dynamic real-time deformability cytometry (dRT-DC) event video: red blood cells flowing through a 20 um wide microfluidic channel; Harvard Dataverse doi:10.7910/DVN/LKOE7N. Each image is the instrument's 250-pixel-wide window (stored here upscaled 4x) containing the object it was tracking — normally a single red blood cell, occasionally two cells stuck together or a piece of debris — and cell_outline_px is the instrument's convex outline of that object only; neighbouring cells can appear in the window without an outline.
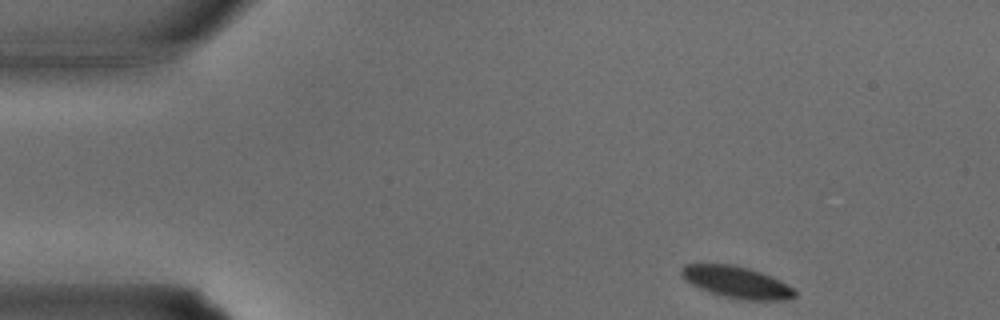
{"species": "common noctule bat (a hibernating species)", "species_latin": "Nyctalus noctula", "temperature_condition": "warm", "stored_images_in_passage": 31, "camera_frame_rate_fps": 3000, "um_per_image_px": 0.085, "animal": {"sex": "male", "body_mass_g": 15.6}, "frame": {"image": 1, "passage_image": 1, "time_ms": 0.0, "image_size_px": [1000, 320], "cell_outline_px": [[796, 296], [784, 300], [744, 300], [724, 296], [700, 288], [684, 280], [680, 276], [680, 272], [684, 264], [732, 264], [748, 268], [772, 276], [788, 284], [796, 292]], "centroid_in_image_um": [62.61, 23.98], "position_along_channel_um": 22.4, "area_um2": 20.87}}
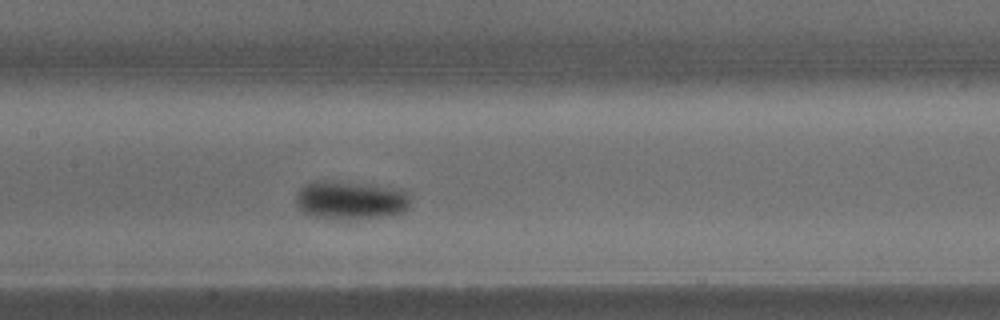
{"frame": {"image": 2, "passage_image": 13, "time_ms": 4.0, "image_size_px": [1000, 320], "cell_outline_px": [[408, 208], [400, 212], [388, 216], [348, 220], [344, 220], [316, 216], [304, 212], [296, 204], [296, 192], [304, 184], [312, 180], [328, 180], [396, 188], [404, 192], [408, 196]], "centroid_in_image_um": [29.73, 17.01], "position_along_channel_um": 177.7, "area_um2": 25.55}}
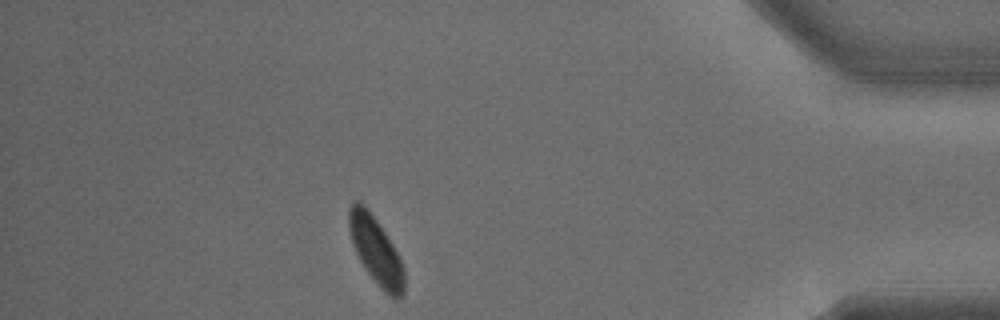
{"frame": {"image": 3, "passage_image": 27, "time_ms": 8.667, "image_size_px": [1000, 320], "cell_outline_px": [[404, 292], [396, 300], [384, 292], [380, 288], [364, 268], [352, 244], [348, 228], [348, 208], [356, 200], [364, 204], [368, 208], [392, 244], [404, 268]], "centroid_in_image_um": [31.92, 21.3], "position_along_channel_um": 403.3, "area_um2": 21.5}}